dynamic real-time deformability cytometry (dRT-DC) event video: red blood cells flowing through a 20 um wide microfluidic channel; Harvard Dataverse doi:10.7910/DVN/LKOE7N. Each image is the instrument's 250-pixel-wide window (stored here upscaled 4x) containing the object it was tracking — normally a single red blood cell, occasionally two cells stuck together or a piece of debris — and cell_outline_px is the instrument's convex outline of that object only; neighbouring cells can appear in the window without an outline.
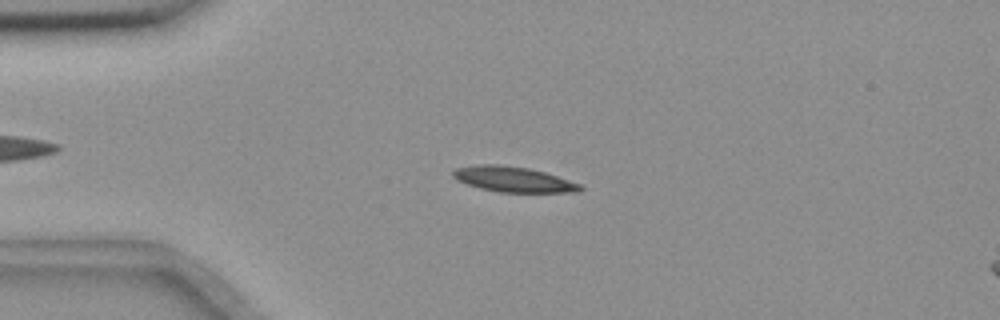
{"species": "common noctule bat (a hibernating species)", "species_latin": "Nyctalus noctula", "temperature_condition": "room temperature", "stored_images_in_passage": 55, "camera_frame_rate_fps": 3000, "um_per_image_px": 0.085, "animal": {"sex": "female", "body_mass_g": 18.4}, "frame": {"image": 1, "passage_image": 13, "time_ms": 4.0, "image_size_px": [1000, 320], "cell_outline_px": [[584, 188], [580, 192], [500, 192], [480, 188], [456, 180], [452, 176], [452, 172], [456, 168], [476, 164], [500, 164], [528, 168], [544, 172], [580, 184]], "centroid_in_image_um": [43.61, 15.24], "position_along_channel_um": 41.4, "area_um2": 18.73}}
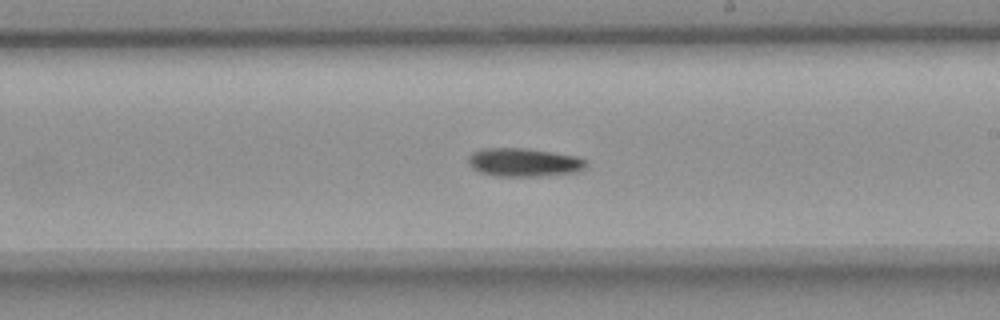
{"frame": {"image": 2, "passage_image": 32, "time_ms": 10.333, "image_size_px": [1000, 320], "cell_outline_px": [[584, 168], [580, 172], [540, 176], [496, 176], [480, 172], [472, 168], [468, 164], [468, 156], [472, 152], [480, 148], [520, 148], [576, 156], [584, 160]], "centroid_in_image_um": [44.46, 13.81], "position_along_channel_um": 244.5, "area_um2": 19.36}}
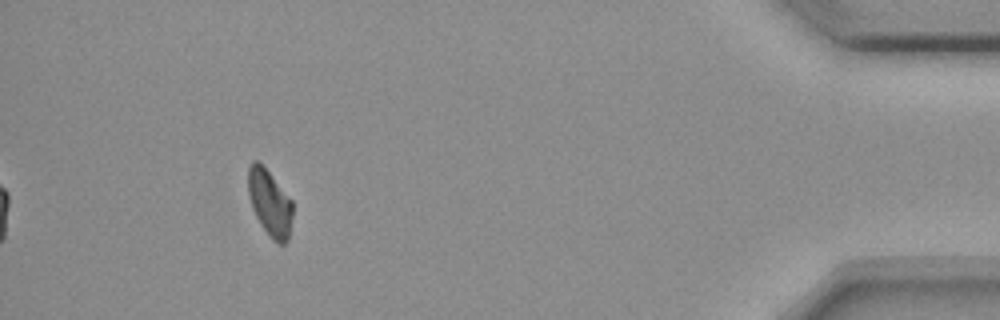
{"frame": {"image": 3, "passage_image": 51, "time_ms": 16.667, "image_size_px": [1000, 320], "cell_outline_px": [[292, 216], [288, 240], [284, 244], [280, 244], [272, 240], [260, 224], [252, 208], [248, 192], [248, 168], [252, 160], [256, 160], [268, 172], [292, 200]], "centroid_in_image_um": [22.92, 17.27], "position_along_channel_um": 412.3, "area_um2": 16.99}}